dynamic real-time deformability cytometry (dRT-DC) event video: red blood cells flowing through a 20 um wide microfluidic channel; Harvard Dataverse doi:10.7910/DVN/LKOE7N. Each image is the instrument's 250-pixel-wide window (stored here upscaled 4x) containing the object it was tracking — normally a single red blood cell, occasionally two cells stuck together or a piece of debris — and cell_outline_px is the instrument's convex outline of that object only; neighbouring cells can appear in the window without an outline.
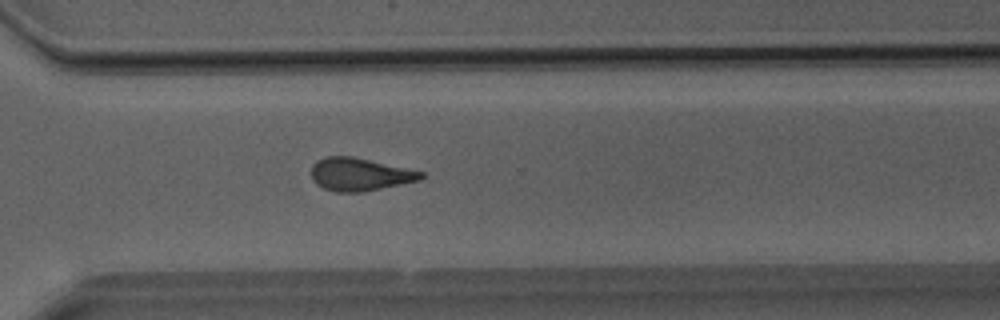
{"species": "Egyptian fruit bat (a non-hibernating species)", "species_latin": "Rousettus aegyptiacus", "temperature_condition": "room temperature", "stored_images_in_passage": 33, "camera_frame_rate_fps": 3000, "um_per_image_px": 0.085, "animal": {"sex": "male"}, "frame": {"image": 1, "passage_image": 28, "time_ms": 9.0, "image_size_px": [1000, 320], "cell_outline_px": [[424, 176], [420, 180], [364, 192], [336, 192], [324, 188], [316, 184], [312, 180], [312, 164], [316, 160], [328, 156], [352, 156], [424, 172]], "centroid_in_image_um": [30.56, 14.82], "position_along_channel_um": 340.0, "area_um2": 20.98}}